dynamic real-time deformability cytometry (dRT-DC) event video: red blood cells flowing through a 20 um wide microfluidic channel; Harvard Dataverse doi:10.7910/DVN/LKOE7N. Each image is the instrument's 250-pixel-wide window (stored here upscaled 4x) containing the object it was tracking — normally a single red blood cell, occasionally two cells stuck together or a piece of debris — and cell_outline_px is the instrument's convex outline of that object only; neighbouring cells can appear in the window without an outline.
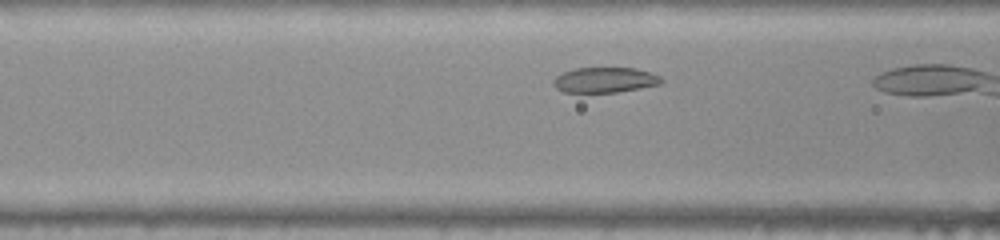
{"species": "common noctule bat (a hibernating species)", "species_latin": "Nyctalus noctula", "temperature_condition": "warm", "stored_images_in_passage": 8, "camera_frame_rate_fps": 3000, "um_per_image_px": 0.085, "animal": {"sex": "female", "body_mass_g": 22.0, "forearm_length_mm": 56.7}, "frame": {"image": 1, "passage_image": 6, "time_ms": 1.667, "image_size_px": [1000, 240], "cell_outline_px": [[664, 84], [616, 92], [564, 92], [556, 88], [552, 84], [552, 80], [556, 76], [564, 72], [576, 68], [636, 68], [660, 76], [664, 80]], "centroid_in_image_um": [51.43, 6.8], "position_along_channel_um": 115.2, "area_um2": 15.95}}